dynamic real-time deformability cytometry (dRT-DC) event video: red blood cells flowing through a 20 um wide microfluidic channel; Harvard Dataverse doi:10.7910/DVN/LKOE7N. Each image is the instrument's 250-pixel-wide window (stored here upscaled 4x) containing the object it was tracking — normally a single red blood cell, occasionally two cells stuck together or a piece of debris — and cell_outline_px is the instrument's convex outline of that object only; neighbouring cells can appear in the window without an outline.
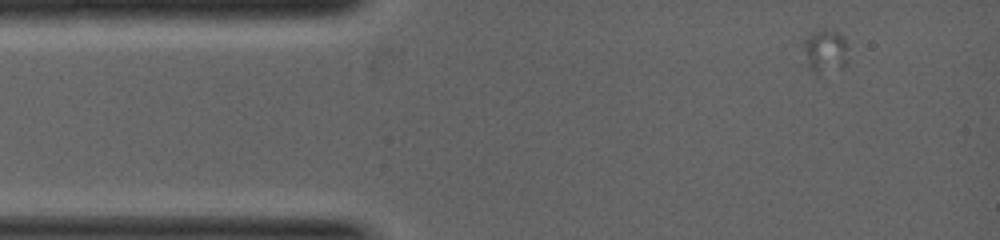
{"species": "common noctule bat (a hibernating species)", "species_latin": "Nyctalus noctula", "temperature_condition": "warm", "stored_images_in_passage": 9, "camera_frame_rate_fps": 5000, "um_per_image_px": 0.085, "animal": {"sex": "female", "body_mass_g": 19.0, "forearm_length_mm": 53.3}, "frame": {"image": 1, "passage_image": 1, "time_ms": 0.0, "image_size_px": [1000, 240], "cell_outline_px": [[848, 64], [844, 68], [820, 76], [808, 68], [804, 64], [800, 40], [812, 32], [836, 32], [844, 40], [848, 48]], "centroid_in_image_um": [70.08, 4.45], "position_along_channel_um": 14.9, "area_um2": 12.02}}